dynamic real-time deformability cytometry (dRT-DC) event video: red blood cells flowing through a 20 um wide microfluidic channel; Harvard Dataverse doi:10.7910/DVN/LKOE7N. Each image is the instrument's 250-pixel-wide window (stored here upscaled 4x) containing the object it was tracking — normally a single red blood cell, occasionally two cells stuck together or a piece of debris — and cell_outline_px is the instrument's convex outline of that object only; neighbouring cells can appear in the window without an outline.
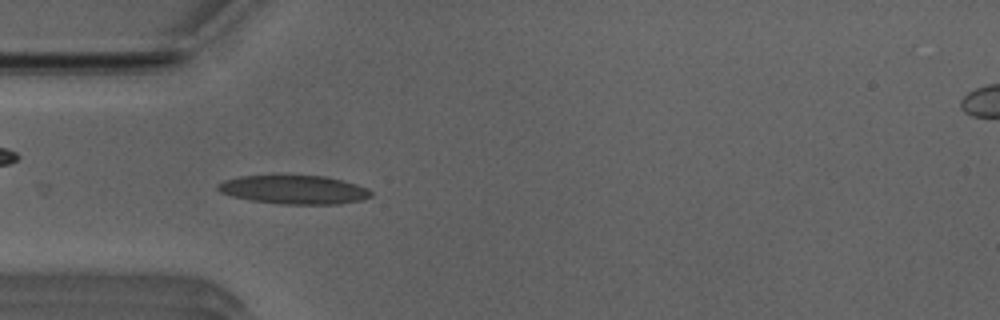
{"species": "Egyptian fruit bat (a non-hibernating species)", "species_latin": "Rousettus aegyptiacus", "temperature_condition": "room temperature", "stored_images_in_passage": 21, "camera_frame_rate_fps": 3000, "um_per_image_px": 0.085, "animal": {"sex": "male"}, "frame": {"image": 1, "passage_image": 6, "time_ms": 1.667, "image_size_px": [1000, 320], "cell_outline_px": [[372, 196], [360, 200], [340, 204], [280, 204], [252, 200], [232, 196], [220, 192], [216, 188], [216, 184], [224, 180], [240, 176], [328, 176], [344, 180], [368, 188], [372, 192]], "centroid_in_image_um": [25.01, 16.12], "position_along_channel_um": 60.0, "area_um2": 25.61}}
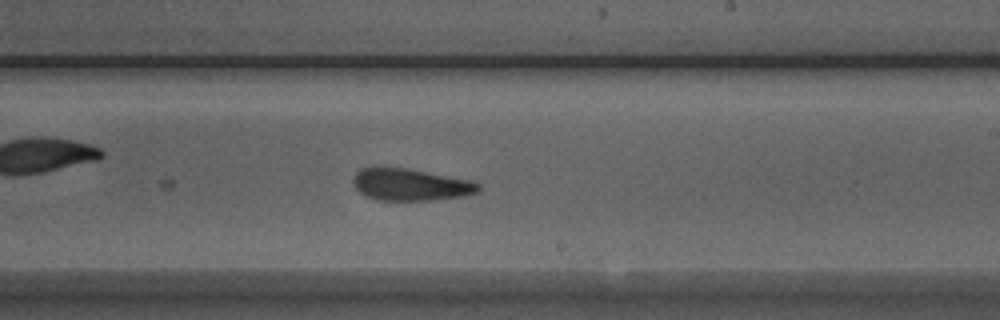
{"frame": {"image": 2, "passage_image": 21, "time_ms": 6.667, "image_size_px": [1000, 320], "cell_outline_px": [[480, 192], [464, 196], [432, 200], [376, 200], [360, 192], [352, 184], [352, 180], [356, 172], [360, 168], [376, 164], [384, 164], [408, 168], [476, 180], [480, 184]], "centroid_in_image_um": [34.89, 15.64], "position_along_channel_um": 254.1, "area_um2": 24.45}}